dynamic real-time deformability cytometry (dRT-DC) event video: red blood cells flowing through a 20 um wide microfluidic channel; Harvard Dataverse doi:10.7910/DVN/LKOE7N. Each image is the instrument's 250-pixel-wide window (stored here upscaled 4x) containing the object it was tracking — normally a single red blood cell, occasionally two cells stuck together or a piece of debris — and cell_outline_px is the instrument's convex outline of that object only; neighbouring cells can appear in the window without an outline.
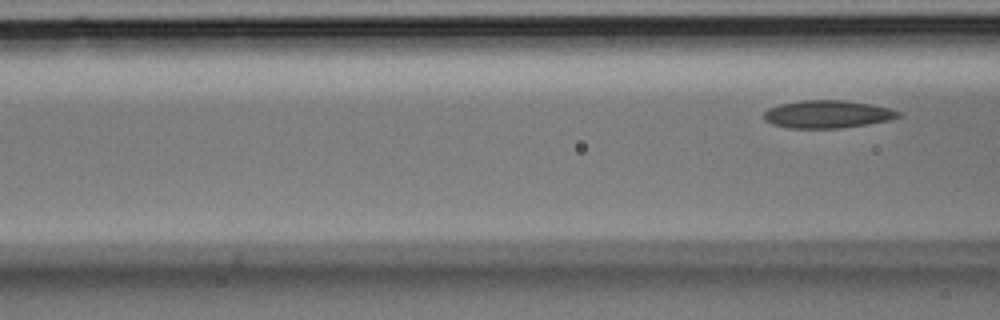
{"species": "Egyptian fruit bat (a non-hibernating species)", "species_latin": "Rousettus aegyptiacus", "temperature_condition": "room temperature", "stored_images_in_passage": 4, "segment_of_instrument_passage": [2, 2], "camera_frame_rate_fps": 3000, "um_per_image_px": 0.085, "animal": {"sex": "male"}, "frame": {"image": 1, "passage_image": 4, "time_ms": 1.0, "image_size_px": [1000, 320], "cell_outline_px": [[900, 116], [888, 120], [868, 124], [840, 128], [788, 128], [772, 124], [764, 120], [764, 112], [768, 108], [780, 104], [804, 100], [844, 100], [868, 104], [888, 108], [900, 112]], "centroid_in_image_um": [70.28, 9.71], "position_along_channel_um": 96.3, "area_um2": 21.56}}